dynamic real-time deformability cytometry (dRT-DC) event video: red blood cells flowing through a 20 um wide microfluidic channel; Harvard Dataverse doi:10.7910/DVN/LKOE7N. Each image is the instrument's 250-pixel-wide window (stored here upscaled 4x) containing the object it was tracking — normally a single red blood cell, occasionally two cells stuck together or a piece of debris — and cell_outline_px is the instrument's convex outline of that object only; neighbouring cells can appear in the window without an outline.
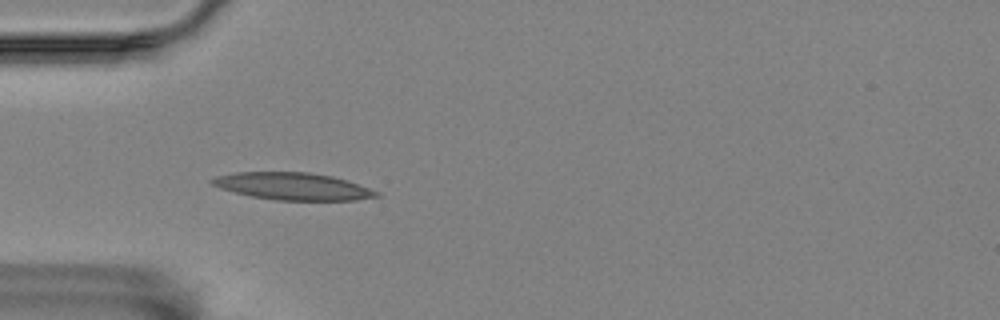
{"species": "Egyptian fruit bat (a non-hibernating species)", "species_latin": "Rousettus aegyptiacus", "temperature_condition": "room temperature", "stored_images_in_passage": 5, "camera_frame_rate_fps": 3000, "um_per_image_px": 0.085, "animal": {"sex": "female"}, "frame": {"image": 1, "passage_image": 2, "time_ms": 0.333, "image_size_px": [1000, 320], "cell_outline_px": [[380, 196], [356, 200], [276, 200], [252, 196], [220, 188], [212, 184], [208, 180], [216, 176], [236, 172], [308, 172], [332, 176], [348, 180], [380, 192]], "centroid_in_image_um": [24.91, 15.83], "position_along_channel_um": 60.1, "area_um2": 26.01}}